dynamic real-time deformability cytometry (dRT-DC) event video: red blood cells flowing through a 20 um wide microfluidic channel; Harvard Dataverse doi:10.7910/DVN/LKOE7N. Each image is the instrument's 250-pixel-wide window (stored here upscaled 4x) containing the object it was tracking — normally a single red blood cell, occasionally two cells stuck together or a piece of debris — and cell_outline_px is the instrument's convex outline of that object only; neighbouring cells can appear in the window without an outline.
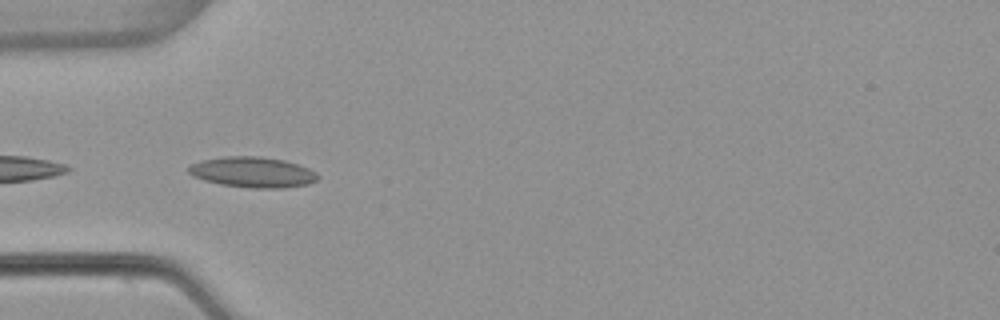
{"species": "common noctule bat (a hibernating species)", "species_latin": "Nyctalus noctula", "temperature_condition": "warm", "stored_images_in_passage": 13, "camera_frame_rate_fps": 3000, "um_per_image_px": 0.085, "animal": {"sex": "female", "body_mass_g": 22.7, "forearm_length_mm": 54.2}, "frame": {"image": 1, "passage_image": 1, "time_ms": 0.0, "image_size_px": [1000, 320], "cell_outline_px": [[320, 176], [316, 180], [308, 184], [284, 188], [252, 188], [220, 184], [204, 180], [192, 176], [188, 172], [188, 168], [192, 164], [200, 160], [224, 156], [260, 156], [284, 160], [308, 168], [316, 172]], "centroid_in_image_um": [21.47, 14.63], "position_along_channel_um": 63.5, "area_um2": 23.06}}
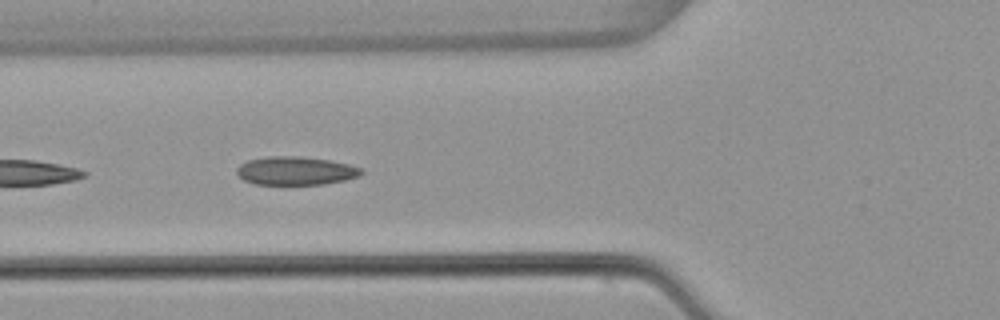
{"frame": {"image": 2, "passage_image": 4, "time_ms": 1.0, "image_size_px": [1000, 320], "cell_outline_px": [[364, 172], [360, 176], [344, 180], [324, 184], [256, 184], [244, 180], [236, 172], [236, 168], [240, 164], [248, 160], [268, 156], [300, 156], [328, 160], [348, 164], [364, 168]], "centroid_in_image_um": [25.15, 14.51], "position_along_channel_um": 100.6, "area_um2": 20.63}}
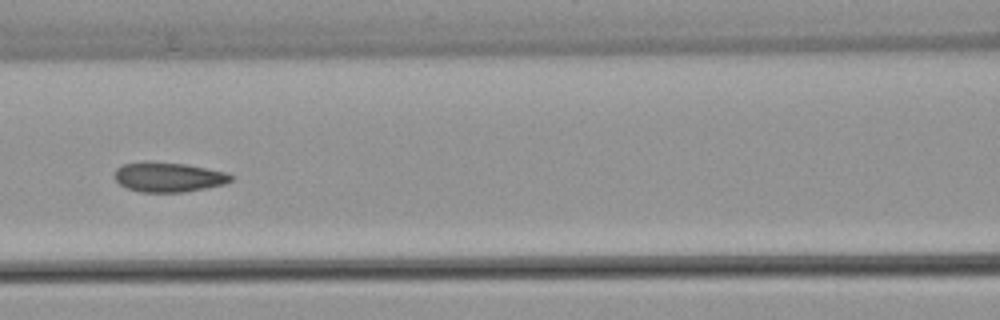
{"frame": {"image": 3, "passage_image": 8, "time_ms": 2.333, "image_size_px": [1000, 320], "cell_outline_px": [[236, 176], [232, 180], [224, 184], [184, 192], [140, 192], [128, 188], [120, 184], [116, 180], [116, 168], [124, 164], [144, 160], [148, 160], [188, 164], [224, 172]], "centroid_in_image_um": [14.32, 15.03], "position_along_channel_um": 152.3, "area_um2": 20.29}}